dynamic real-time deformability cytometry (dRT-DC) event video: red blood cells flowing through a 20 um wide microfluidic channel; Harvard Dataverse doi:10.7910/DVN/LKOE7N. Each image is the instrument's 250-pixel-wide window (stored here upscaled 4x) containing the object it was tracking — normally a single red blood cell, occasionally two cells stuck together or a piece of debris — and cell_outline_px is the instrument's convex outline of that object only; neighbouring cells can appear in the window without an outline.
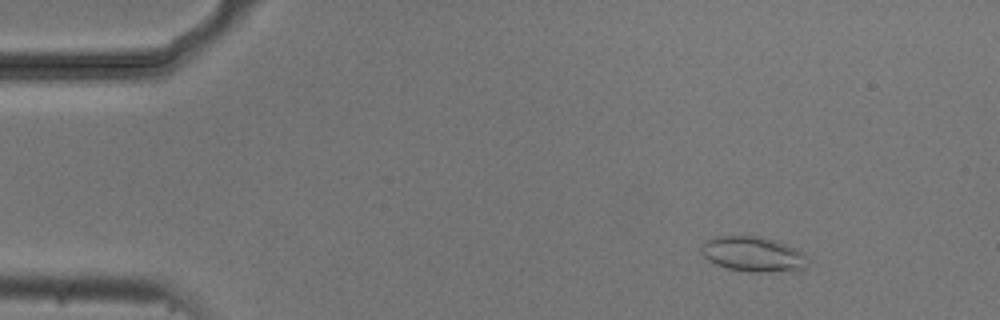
{"species": "common noctule bat (a hibernating species)", "species_latin": "Nyctalus noctula", "temperature_condition": "cold", "stored_images_in_passage": 54, "camera_frame_rate_fps": 3000, "um_per_image_px": 0.085, "animal": {"sex": "male", "body_mass_g": 20.5, "forearm_length_mm": 52.5}, "frame": {"image": 1, "passage_image": 7, "time_ms": 2.0, "image_size_px": [1000, 320], "cell_outline_px": [[804, 268], [796, 272], [752, 272], [728, 268], [716, 264], [708, 260], [700, 252], [700, 248], [704, 240], [716, 236], [760, 236], [776, 240], [796, 248], [804, 256]], "centroid_in_image_um": [63.97, 21.6], "position_along_channel_um": 21.0, "area_um2": 21.85}}
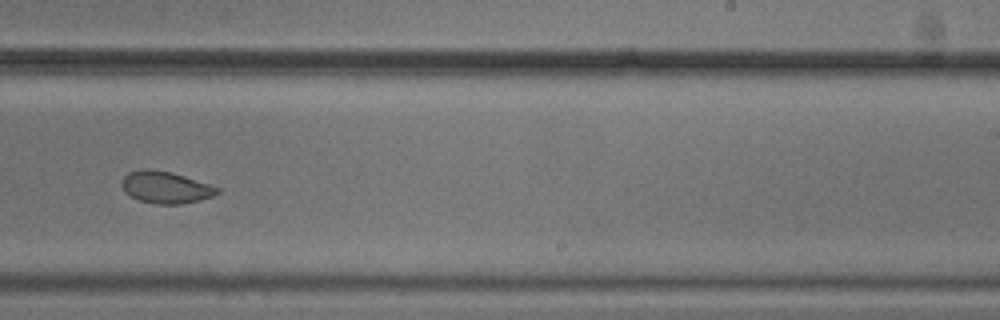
{"frame": {"image": 2, "passage_image": 34, "time_ms": 11.0, "image_size_px": [1000, 320], "cell_outline_px": [[220, 192], [212, 196], [184, 204], [156, 204], [140, 200], [124, 192], [120, 184], [124, 176], [128, 172], [144, 168], [148, 168], [172, 172], [220, 188]], "centroid_in_image_um": [14.05, 15.91], "position_along_channel_um": 275.0, "area_um2": 17.74}}
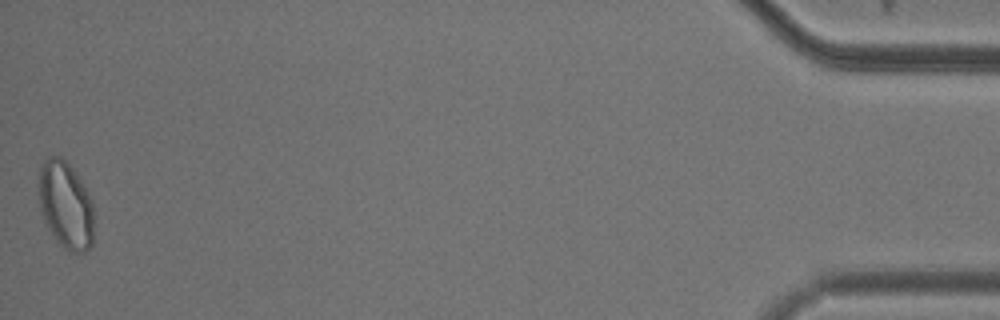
{"frame": {"image": 3, "passage_image": 54, "time_ms": 17.667, "image_size_px": [1000, 320], "cell_outline_px": [[92, 244], [84, 252], [68, 252], [60, 244], [48, 228], [44, 220], [40, 208], [40, 168], [44, 160], [48, 156], [60, 156], [72, 168], [80, 180], [92, 200]], "centroid_in_image_um": [5.58, 17.44], "position_along_channel_um": 429.6, "area_um2": 27.51}, "authors_computed_cell_mechanics": {"area_um2": 19.5942, "velocity_mm_per_s": 3.7308, "shape_relaxation_time_tau1_ms": null, "shape_relaxation_time_tau2_ms": 1.352, "deformation_change_tau1": null, "deformation_change_tau2": 0.0587}}